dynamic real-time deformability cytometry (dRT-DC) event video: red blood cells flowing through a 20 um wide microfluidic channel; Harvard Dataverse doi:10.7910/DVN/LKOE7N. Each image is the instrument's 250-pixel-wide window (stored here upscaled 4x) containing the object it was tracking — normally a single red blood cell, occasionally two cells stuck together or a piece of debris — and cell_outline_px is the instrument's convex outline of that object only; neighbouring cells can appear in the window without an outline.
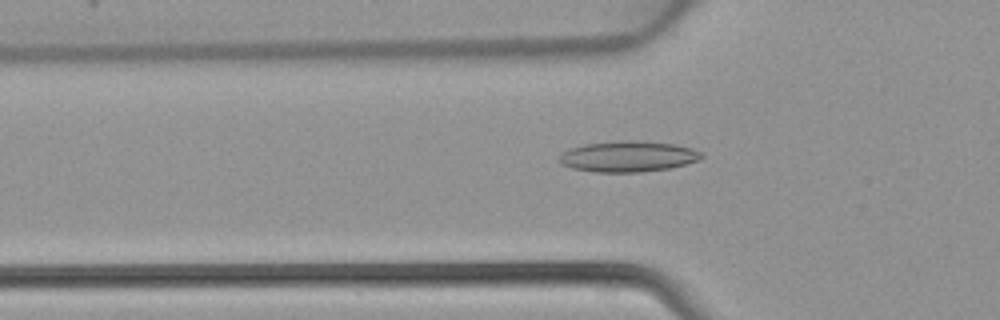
{"species": "common noctule bat (a hibernating species)", "species_latin": "Nyctalus noctula", "temperature_condition": "warm", "stored_images_in_passage": 44, "camera_frame_rate_fps": 3000, "um_per_image_px": 0.085, "animal": {"sex": "female", "body_mass_g": 22.7, "forearm_length_mm": 54.2}, "frame": {"image": 1, "passage_image": 13, "time_ms": 4.0, "image_size_px": [1000, 320], "cell_outline_px": [[704, 156], [696, 160], [672, 168], [640, 172], [596, 172], [572, 168], [560, 164], [556, 160], [560, 152], [568, 148], [584, 144], [620, 140], [636, 140], [672, 144], [692, 148], [704, 152]], "centroid_in_image_um": [53.32, 13.29], "position_along_channel_um": 72.5, "area_um2": 25.89}}
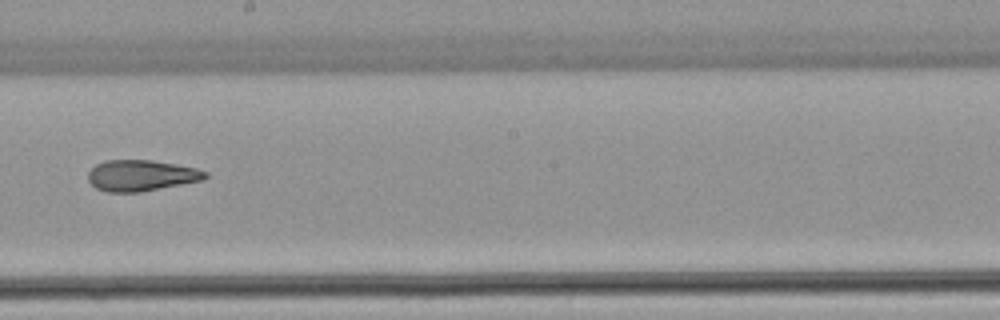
{"frame": {"image": 2, "passage_image": 24, "time_ms": 7.667, "image_size_px": [1000, 320], "cell_outline_px": [[208, 176], [204, 180], [140, 192], [108, 192], [96, 188], [88, 180], [88, 172], [96, 164], [104, 160], [152, 160], [176, 164], [196, 168], [208, 172]], "centroid_in_image_um": [12.02, 14.91], "position_along_channel_um": 236.2, "area_um2": 21.27}}
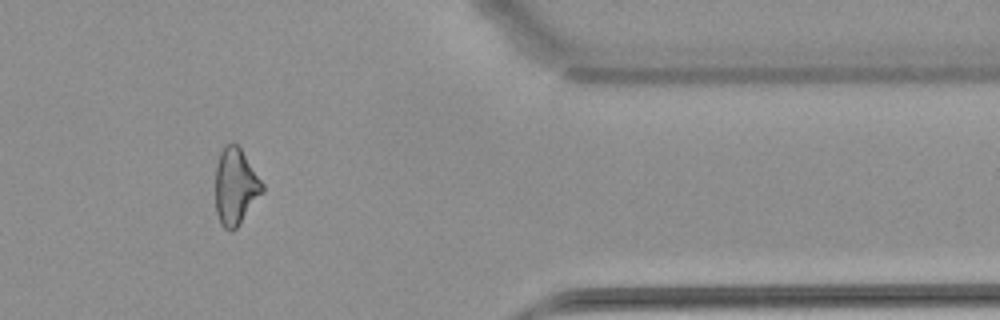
{"frame": {"image": 3, "passage_image": 36, "time_ms": 11.667, "image_size_px": [1000, 320], "cell_outline_px": [[264, 192], [236, 228], [224, 228], [220, 224], [216, 212], [216, 164], [220, 152], [224, 144], [232, 140], [240, 148], [264, 184]], "centroid_in_image_um": [20.02, 15.81], "position_along_channel_um": 391.4, "area_um2": 20.92}}